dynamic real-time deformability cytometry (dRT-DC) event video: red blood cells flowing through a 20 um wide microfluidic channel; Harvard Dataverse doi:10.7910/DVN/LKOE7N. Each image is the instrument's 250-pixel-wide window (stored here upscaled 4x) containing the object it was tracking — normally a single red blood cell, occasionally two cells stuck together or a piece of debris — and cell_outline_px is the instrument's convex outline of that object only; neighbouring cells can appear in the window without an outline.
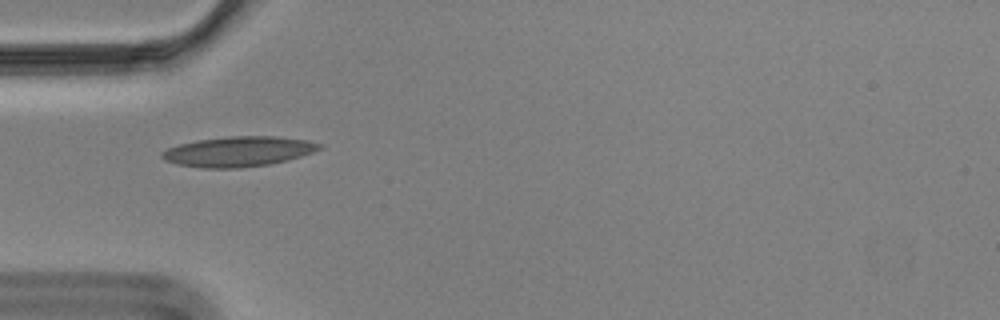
{"species": "Egyptian fruit bat (a non-hibernating species)", "species_latin": "Rousettus aegyptiacus", "temperature_condition": "cold", "stored_images_in_passage": 4, "camera_frame_rate_fps": 3000, "um_per_image_px": 0.085, "animal": {"sex": "male"}, "frame": {"image": 1, "passage_image": 1, "time_ms": 0.0, "image_size_px": [1000, 320], "cell_outline_px": [[324, 148], [288, 160], [268, 164], [240, 168], [200, 168], [176, 164], [164, 160], [160, 156], [160, 152], [168, 148], [180, 144], [196, 140], [228, 136], [276, 136], [308, 140], [324, 144]], "centroid_in_image_um": [20.26, 12.87], "position_along_channel_um": 64.7, "area_um2": 27.86}}
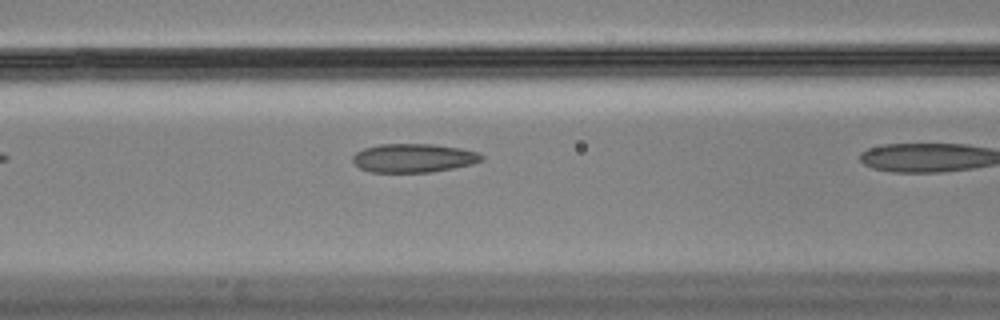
{"frame": {"image": 2, "passage_image": 3, "time_ms": 0.667, "image_size_px": [1000, 320], "cell_outline_px": [[484, 160], [472, 164], [432, 172], [368, 172], [360, 168], [352, 160], [352, 156], [356, 152], [364, 148], [380, 144], [432, 144], [460, 148], [476, 152], [484, 156]], "centroid_in_image_um": [35.14, 13.43], "position_along_channel_um": 131.5, "area_um2": 21.56}}